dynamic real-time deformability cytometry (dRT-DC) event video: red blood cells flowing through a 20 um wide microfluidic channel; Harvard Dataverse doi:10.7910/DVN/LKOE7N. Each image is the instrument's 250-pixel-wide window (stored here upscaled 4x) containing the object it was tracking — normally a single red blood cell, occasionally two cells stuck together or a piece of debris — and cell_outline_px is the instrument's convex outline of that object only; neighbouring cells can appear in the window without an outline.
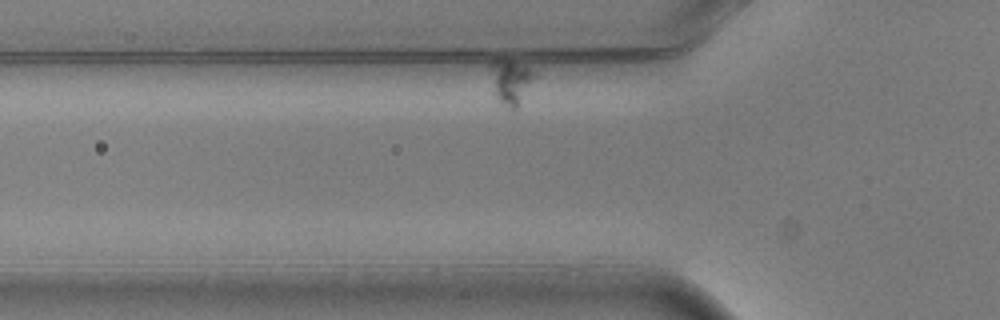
{"species": "common noctule bat (a hibernating species)", "species_latin": "Nyctalus noctula", "temperature_condition": "warm", "stored_images_in_passage": 9, "camera_frame_rate_fps": 3000, "um_per_image_px": 0.085, "animal": {"sex": "male", "body_mass_g": 20.5, "forearm_length_mm": 52.5}, "frame": {"image": 1, "passage_image": 2, "time_ms": 0.333, "image_size_px": [1000, 320], "cell_outline_px": [[536, 76], [516, 108], [512, 112], [496, 96], [488, 68], [488, 64], [496, 60], [508, 60], [524, 64], [536, 72]], "centroid_in_image_um": [43.41, 6.91], "position_along_channel_um": 82.4, "area_um2": 11.39}}
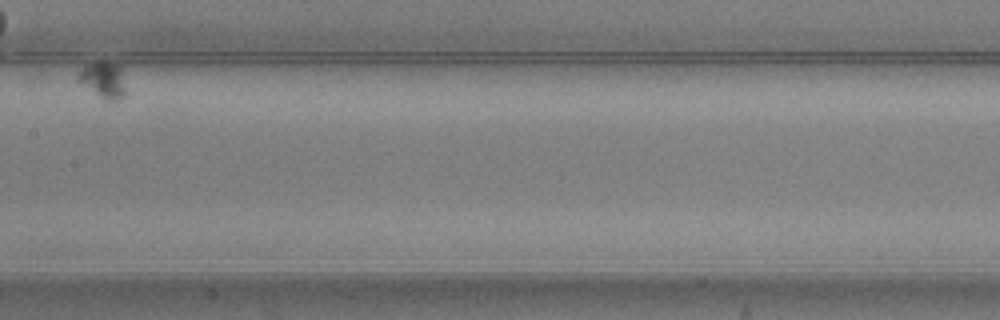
{"frame": {"image": 2, "passage_image": 7, "time_ms": 2.0, "image_size_px": [1000, 320], "cell_outline_px": [[128, 96], [112, 100], [104, 100], [76, 80], [76, 72], [80, 68], [88, 64], [100, 60], [104, 60], [116, 64], [120, 68], [128, 92]], "centroid_in_image_um": [8.78, 6.79], "position_along_channel_um": 198.6, "area_um2": 10.46}}
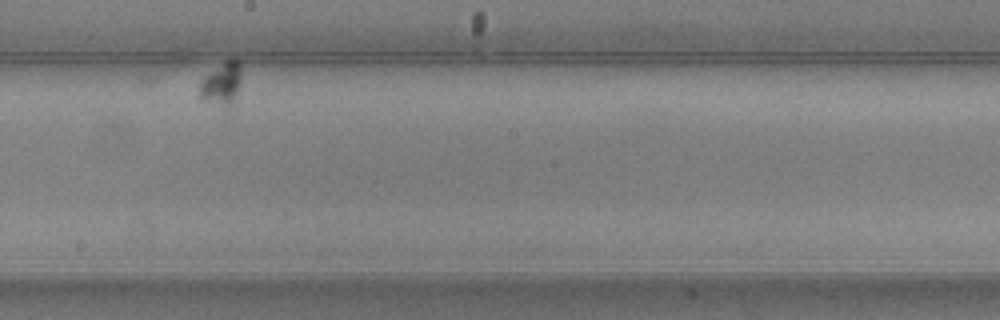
{"frame": {"image": 3, "passage_image": 8, "time_ms": 2.333, "image_size_px": [1000, 320], "cell_outline_px": [[240, 84], [232, 100], [228, 104], [224, 104], [200, 100], [196, 96], [200, 80], [204, 76], [232, 56], [240, 64]], "centroid_in_image_um": [18.76, 7.06], "position_along_channel_um": 229.4, "area_um2": 10.17}}